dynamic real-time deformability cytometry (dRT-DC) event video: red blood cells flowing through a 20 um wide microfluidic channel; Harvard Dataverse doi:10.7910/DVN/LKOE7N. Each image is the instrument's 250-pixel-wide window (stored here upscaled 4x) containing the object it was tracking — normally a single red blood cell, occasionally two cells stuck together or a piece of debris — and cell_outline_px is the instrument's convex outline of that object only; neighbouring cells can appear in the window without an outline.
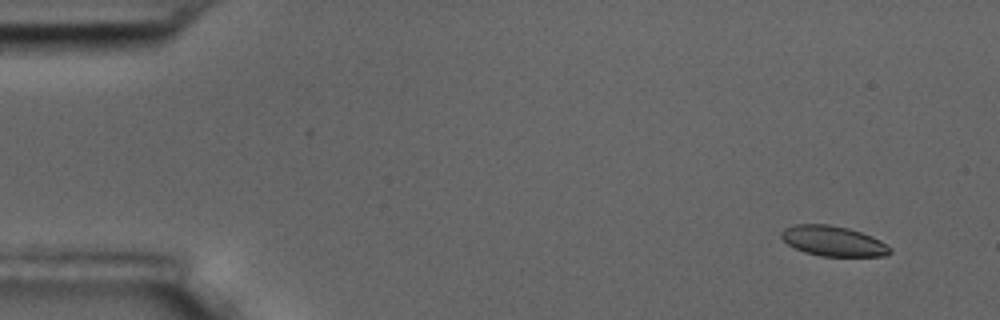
{"species": "common noctule bat (a hibernating species)", "species_latin": "Nyctalus noctula", "temperature_condition": "room temperature", "stored_images_in_passage": 4, "camera_frame_rate_fps": 3000, "um_per_image_px": 0.085, "animal": {"sex": "male", "body_mass_g": 17.5, "forearm_length_mm": 52.3}, "frame": {"image": 1, "passage_image": 1, "time_ms": 0.0, "image_size_px": [1000, 320], "cell_outline_px": [[892, 252], [884, 256], [820, 256], [804, 252], [788, 244], [780, 236], [780, 232], [784, 228], [792, 224], [828, 224], [848, 228], [872, 236], [880, 240], [892, 248]], "centroid_in_image_um": [70.81, 20.48], "position_along_channel_um": 14.2, "area_um2": 19.19}}
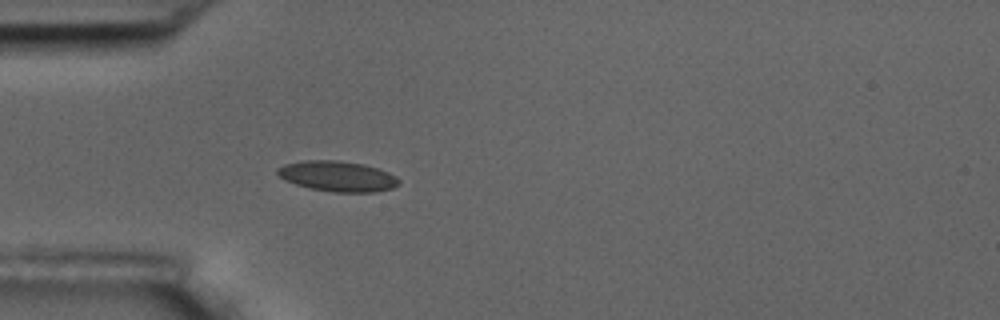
{"frame": {"image": 2, "passage_image": 4, "time_ms": 4.333, "image_size_px": [1000, 320], "cell_outline_px": [[400, 184], [392, 188], [376, 192], [336, 192], [308, 188], [284, 180], [276, 172], [276, 168], [284, 164], [304, 160], [336, 160], [364, 164], [376, 168], [396, 176], [400, 180]], "centroid_in_image_um": [28.67, 14.98], "position_along_channel_um": 56.3, "area_um2": 21.56}}